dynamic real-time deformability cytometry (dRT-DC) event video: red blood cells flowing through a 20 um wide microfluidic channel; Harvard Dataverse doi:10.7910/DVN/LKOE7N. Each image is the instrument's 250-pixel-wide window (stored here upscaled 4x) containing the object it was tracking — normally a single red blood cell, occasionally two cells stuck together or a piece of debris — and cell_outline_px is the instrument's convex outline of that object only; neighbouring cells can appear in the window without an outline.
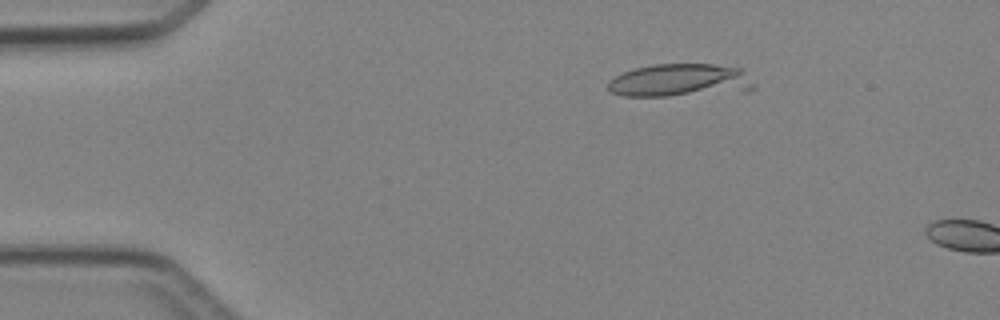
{"species": "Egyptian fruit bat (a non-hibernating species)", "species_latin": "Rousettus aegyptiacus", "temperature_condition": "cold", "stored_images_in_passage": 2, "camera_frame_rate_fps": 3000, "um_per_image_px": 0.085, "animal": {"sex": "female"}, "frame": {"image": 1, "passage_image": 1, "time_ms": 0.0, "image_size_px": [1000, 320], "cell_outline_px": [[756, 88], [748, 92], [668, 96], [624, 96], [612, 92], [608, 88], [608, 80], [624, 72], [636, 68], [656, 64], [712, 64], [744, 68], [756, 84]], "centroid_in_image_um": [57.94, 6.84], "position_along_channel_um": 27.1, "area_um2": 28.67}}